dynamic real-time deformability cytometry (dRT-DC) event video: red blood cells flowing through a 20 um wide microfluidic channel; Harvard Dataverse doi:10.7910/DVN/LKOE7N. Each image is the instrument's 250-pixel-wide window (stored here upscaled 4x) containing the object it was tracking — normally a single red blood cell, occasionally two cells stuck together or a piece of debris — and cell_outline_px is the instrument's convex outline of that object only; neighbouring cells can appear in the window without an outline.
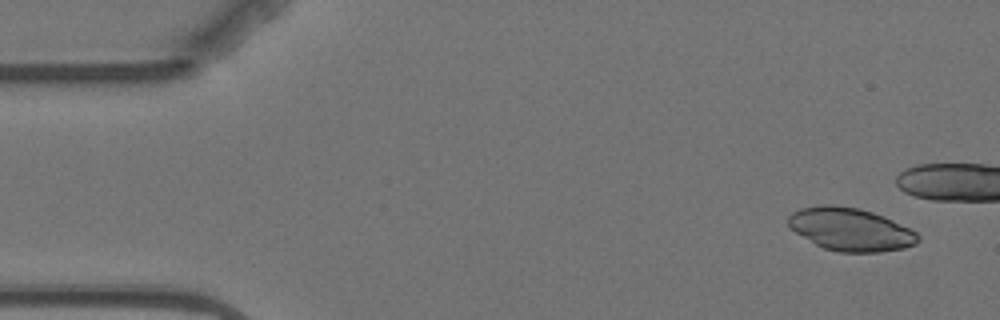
{"species": "Egyptian fruit bat (a non-hibernating species)", "species_latin": "Rousettus aegyptiacus", "temperature_condition": "warm", "stored_images_in_passage": 11, "camera_frame_rate_fps": 3000, "um_per_image_px": 0.085, "animal": {"sex": "female"}, "frame": {"image": 1, "passage_image": 1, "time_ms": 0.0, "image_size_px": [1000, 320], "cell_outline_px": [[920, 240], [916, 244], [904, 248], [880, 252], [836, 252], [824, 248], [816, 244], [796, 232], [788, 224], [788, 216], [792, 212], [800, 208], [824, 204], [832, 204], [856, 208], [872, 212], [884, 216], [916, 232], [920, 236]], "centroid_in_image_um": [72.3, 19.5], "position_along_channel_um": 12.7, "area_um2": 32.31}}